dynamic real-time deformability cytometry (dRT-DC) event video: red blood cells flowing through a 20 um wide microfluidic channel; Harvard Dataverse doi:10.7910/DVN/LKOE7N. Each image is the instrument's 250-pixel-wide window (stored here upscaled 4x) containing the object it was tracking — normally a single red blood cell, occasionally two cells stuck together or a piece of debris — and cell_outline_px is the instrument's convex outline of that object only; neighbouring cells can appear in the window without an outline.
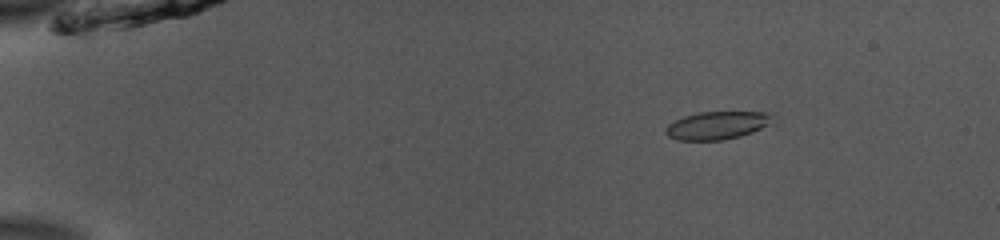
{"species": "common noctule bat (a hibernating species)", "species_latin": "Nyctalus noctula", "temperature_condition": "room temperature", "stored_images_in_passage": 53, "camera_frame_rate_fps": 3000, "um_per_image_px": 0.085, "animal": {"sex": "male", "body_mass_g": 13.0, "forearm_length_mm": 53.1}, "frame": {"image": 1, "passage_image": 9, "time_ms": 2.667, "image_size_px": [1000, 240], "cell_outline_px": [[772, 116], [768, 124], [752, 132], [740, 136], [724, 140], [676, 140], [668, 136], [664, 132], [664, 128], [668, 124], [684, 116], [700, 112], [772, 112]], "centroid_in_image_um": [60.9, 10.66], "position_along_channel_um": 24.1, "area_um2": 17.28}}
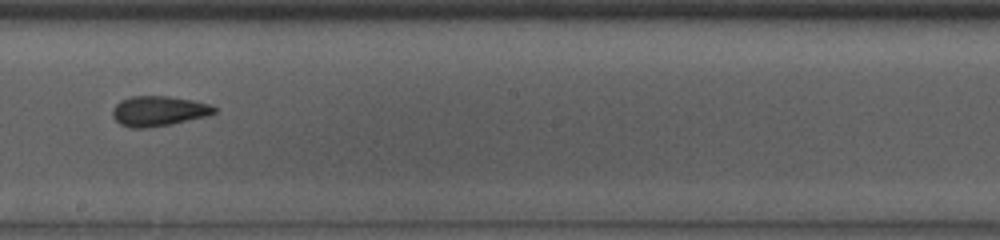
{"frame": {"image": 2, "passage_image": 32, "time_ms": 10.333, "image_size_px": [1000, 240], "cell_outline_px": [[216, 112], [204, 116], [172, 124], [144, 128], [132, 128], [120, 124], [112, 116], [112, 112], [116, 104], [120, 100], [132, 96], [168, 96], [192, 100], [208, 104], [216, 108]], "centroid_in_image_um": [13.44, 9.43], "position_along_channel_um": 234.8, "area_um2": 17.63}}
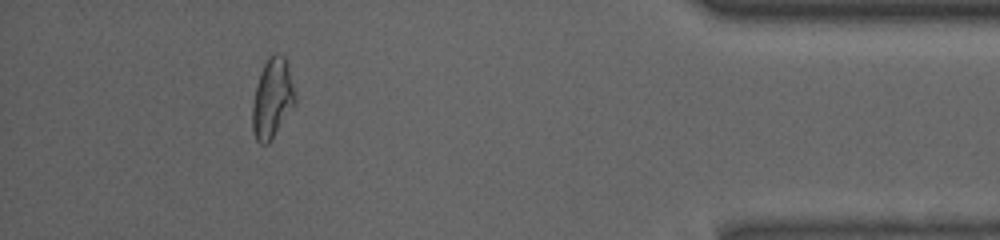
{"frame": {"image": 3, "passage_image": 49, "time_ms": 16.0, "image_size_px": [1000, 240], "cell_outline_px": [[296, 104], [272, 140], [268, 144], [260, 144], [256, 140], [252, 128], [252, 108], [256, 84], [260, 72], [268, 56], [272, 52], [276, 52], [284, 56], [288, 64], [296, 92]], "centroid_in_image_um": [23.17, 8.35], "position_along_channel_um": 412.0, "area_um2": 20.4}, "authors_computed_cell_mechanics": {"area_um2": 17.918, "velocity_mm_per_s": 3.896, "shape_relaxation_time_tau1_ms": 2.8413, "shape_relaxation_time_tau2_ms": 1.8687, "deformation_change_tau1": 0.1159, "deformation_change_tau2": 0.0831}}